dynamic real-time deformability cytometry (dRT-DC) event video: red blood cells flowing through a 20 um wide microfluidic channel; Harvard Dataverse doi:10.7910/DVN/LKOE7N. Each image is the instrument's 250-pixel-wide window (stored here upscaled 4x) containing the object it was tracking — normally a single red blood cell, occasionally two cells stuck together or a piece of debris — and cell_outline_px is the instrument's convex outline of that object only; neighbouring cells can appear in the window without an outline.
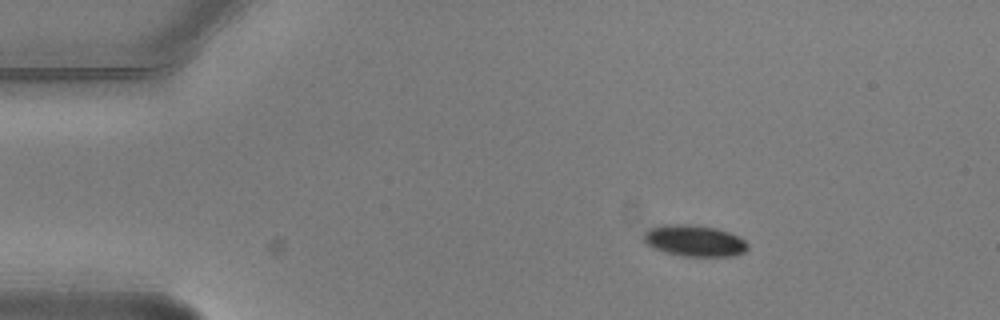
{"species": "common noctule bat (a hibernating species)", "species_latin": "Nyctalus noctula", "temperature_condition": "warm", "stored_images_in_passage": 3, "camera_frame_rate_fps": 3000, "um_per_image_px": 0.085, "animal": {"sex": "male", "body_mass_g": 20.5, "forearm_length_mm": 52.5}, "frame": {"image": 1, "passage_image": 1, "time_ms": 0.0, "image_size_px": [1000, 320], "cell_outline_px": [[748, 248], [744, 252], [732, 256], [680, 256], [664, 252], [652, 248], [644, 240], [644, 232], [648, 228], [664, 224], [692, 224], [716, 228], [728, 232], [744, 240], [748, 244]], "centroid_in_image_um": [58.99, 20.46], "position_along_channel_um": 26.0, "area_um2": 19.07}}